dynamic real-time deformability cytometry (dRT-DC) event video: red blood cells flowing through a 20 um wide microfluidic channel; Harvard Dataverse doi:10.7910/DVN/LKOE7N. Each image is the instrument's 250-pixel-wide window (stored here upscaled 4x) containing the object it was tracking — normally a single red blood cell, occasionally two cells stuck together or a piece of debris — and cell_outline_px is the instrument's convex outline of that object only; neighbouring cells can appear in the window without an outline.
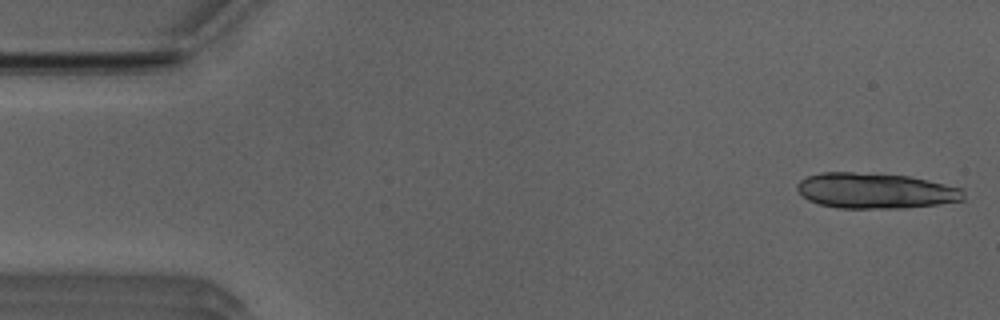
{"species": "Egyptian fruit bat (a non-hibernating species)", "species_latin": "Rousettus aegyptiacus", "temperature_condition": "room temperature", "stored_images_in_passage": 14, "camera_frame_rate_fps": 3000, "um_per_image_px": 0.085, "animal": {"sex": "male"}, "frame": {"image": 1, "passage_image": 1, "time_ms": 0.0, "image_size_px": [1000, 320], "cell_outline_px": [[964, 200], [936, 204], [904, 208], [840, 208], [820, 204], [808, 200], [796, 188], [796, 184], [800, 180], [808, 176], [820, 172], [852, 172], [908, 176], [928, 180], [964, 188]], "centroid_in_image_um": [74.42, 16.21], "position_along_channel_um": 10.6, "area_um2": 34.39}}